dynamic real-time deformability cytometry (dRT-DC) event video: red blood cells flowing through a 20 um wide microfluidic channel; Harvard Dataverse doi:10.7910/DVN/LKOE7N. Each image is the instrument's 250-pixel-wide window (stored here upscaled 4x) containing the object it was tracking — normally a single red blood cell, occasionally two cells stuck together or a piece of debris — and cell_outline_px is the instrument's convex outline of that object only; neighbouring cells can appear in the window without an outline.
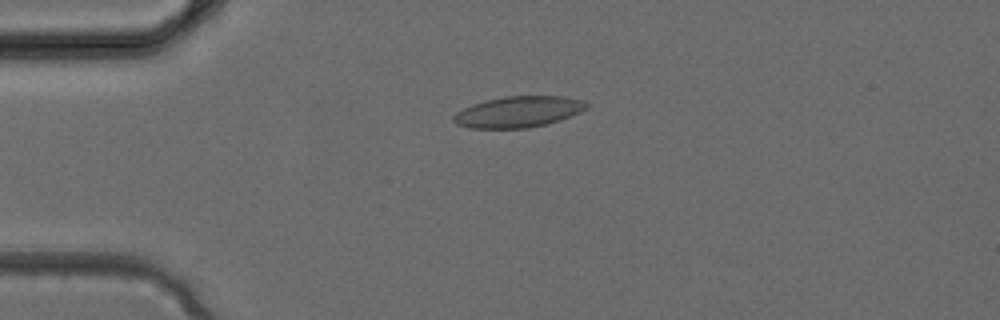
{"species": "common noctule bat (a hibernating species)", "species_latin": "Nyctalus noctula", "temperature_condition": "cold", "stored_images_in_passage": 3, "camera_frame_rate_fps": 3000, "um_per_image_px": 0.085, "animal": {"sex": "female", "body_mass_g": 24.6, "forearm_length_mm": 56.2}, "frame": {"image": 1, "passage_image": 3, "time_ms": 0.667, "image_size_px": [1000, 320], "cell_outline_px": [[588, 108], [580, 112], [560, 120], [548, 124], [528, 128], [468, 128], [456, 124], [452, 120], [452, 116], [456, 112], [472, 104], [484, 100], [504, 96], [564, 96], [584, 100], [588, 104]], "centroid_in_image_um": [44.05, 9.5], "position_along_channel_um": 40.9, "area_um2": 24.33}}